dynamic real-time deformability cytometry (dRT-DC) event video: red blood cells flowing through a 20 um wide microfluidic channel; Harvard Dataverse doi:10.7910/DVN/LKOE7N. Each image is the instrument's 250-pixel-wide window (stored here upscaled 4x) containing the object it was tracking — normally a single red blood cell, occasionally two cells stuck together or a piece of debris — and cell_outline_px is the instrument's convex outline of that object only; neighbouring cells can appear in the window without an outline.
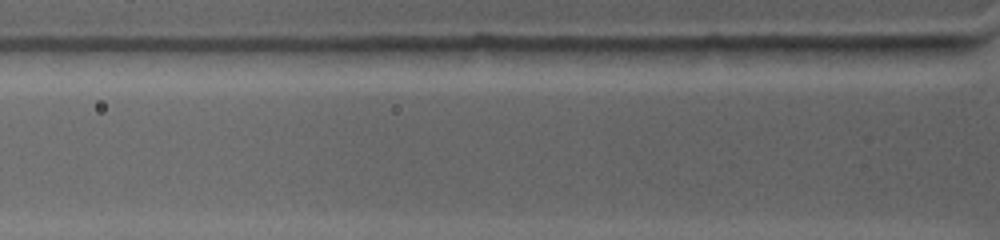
{"species": "common noctule bat (a hibernating species)", "species_latin": "Nyctalus noctula", "temperature_condition": "warm", "stored_images_in_passage": 3, "camera_frame_rate_fps": 4500, "um_per_image_px": 0.085, "animal": {"sex": "female", "body_mass_g": 19.0, "forearm_length_mm": 53.3}, "frame": {"image": 1, "passage_image": 3, "time_ms": 1.778, "image_size_px": [1000, 240], "cell_outline_px": [[772, 48], [744, 64], [708, 60], [676, 56], [664, 48], [708, 44], [772, 44]], "centroid_in_image_um": [61.36, 4.43], "position_along_channel_um": 64.4, "area_um2": 10.4}}